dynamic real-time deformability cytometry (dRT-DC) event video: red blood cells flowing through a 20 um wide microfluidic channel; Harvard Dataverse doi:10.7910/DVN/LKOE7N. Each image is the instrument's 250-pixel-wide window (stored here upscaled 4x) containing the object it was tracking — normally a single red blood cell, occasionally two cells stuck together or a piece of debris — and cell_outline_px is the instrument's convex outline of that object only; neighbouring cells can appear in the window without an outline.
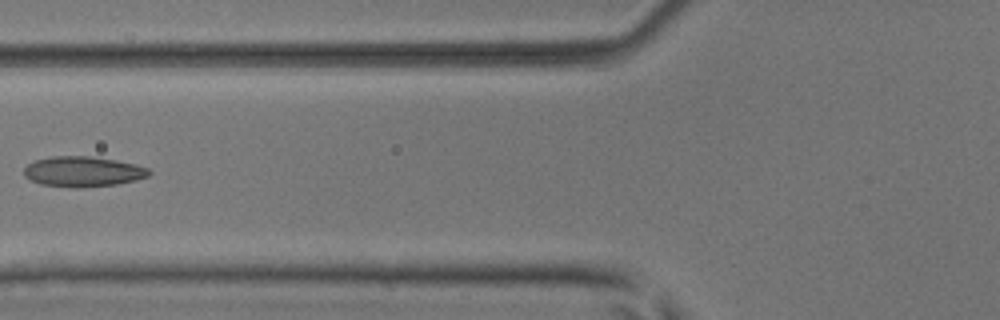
{"species": "common noctule bat (a hibernating species)", "species_latin": "Nyctalus noctula", "temperature_condition": "room temperature", "stored_images_in_passage": 6, "camera_frame_rate_fps": 3000, "um_per_image_px": 0.085, "animal": {"sex": "male", "body_mass_g": 17.9, "forearm_length_mm": 54.2}, "frame": {"image": 1, "passage_image": 5, "time_ms": 1.333, "image_size_px": [1000, 320], "cell_outline_px": [[152, 172], [148, 176], [136, 180], [116, 184], [80, 188], [72, 188], [40, 184], [24, 176], [24, 168], [28, 164], [36, 160], [52, 156], [88, 156], [116, 160], [136, 164], [148, 168]], "centroid_in_image_um": [7.06, 14.59], "position_along_channel_um": 118.7, "area_um2": 22.14}}
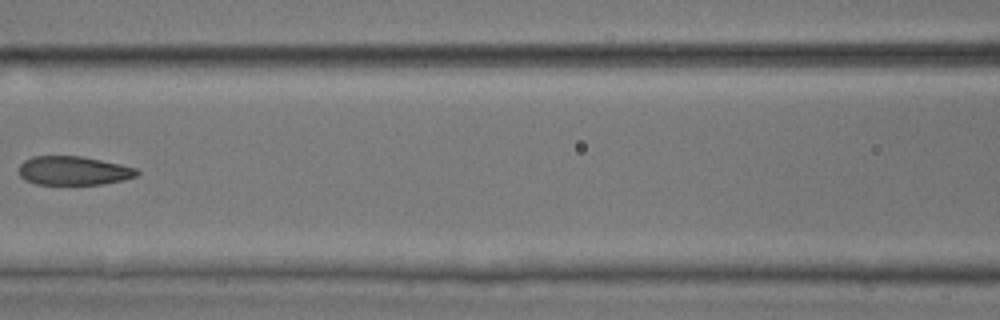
{"frame": {"image": 2, "passage_image": 6, "time_ms": 1.667, "image_size_px": [1000, 320], "cell_outline_px": [[140, 172], [136, 176], [124, 180], [104, 184], [36, 184], [24, 180], [20, 176], [20, 164], [24, 160], [32, 156], [80, 156], [120, 164], [136, 168]], "centroid_in_image_um": [6.25, 14.51], "position_along_channel_um": 160.4, "area_um2": 19.83}}